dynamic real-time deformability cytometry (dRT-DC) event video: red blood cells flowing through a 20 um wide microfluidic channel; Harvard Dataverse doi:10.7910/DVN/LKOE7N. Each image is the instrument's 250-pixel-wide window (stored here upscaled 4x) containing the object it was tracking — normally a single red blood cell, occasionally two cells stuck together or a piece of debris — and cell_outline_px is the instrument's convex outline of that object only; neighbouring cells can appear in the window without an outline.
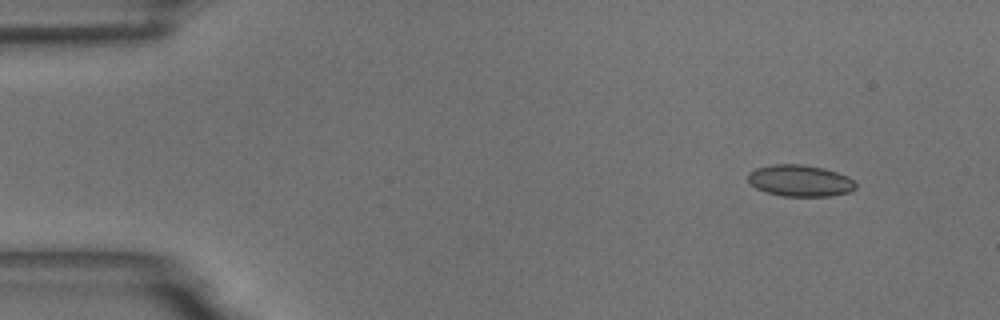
{"species": "common noctule bat (a hibernating species)", "species_latin": "Nyctalus noctula", "temperature_condition": "room temperature", "stored_images_in_passage": 55, "camera_frame_rate_fps": 3000, "um_per_image_px": 0.085, "animal": {"sex": "male", "body_mass_g": 18.8}, "frame": {"image": 1, "passage_image": 5, "time_ms": 1.333, "image_size_px": [1000, 320], "cell_outline_px": [[856, 188], [848, 192], [832, 196], [784, 196], [764, 192], [756, 188], [748, 180], [748, 172], [756, 168], [772, 164], [800, 164], [824, 168], [848, 176], [856, 184]], "centroid_in_image_um": [67.99, 15.36], "position_along_channel_um": 17.0, "area_um2": 19.83}}
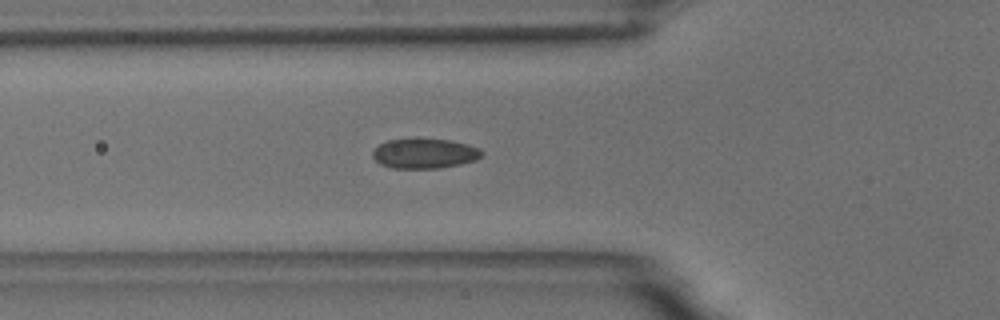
{"frame": {"image": 2, "passage_image": 19, "time_ms": 6.0, "image_size_px": [1000, 320], "cell_outline_px": [[484, 156], [476, 160], [460, 164], [440, 168], [392, 168], [380, 164], [372, 156], [372, 152], [380, 144], [388, 140], [416, 136], [448, 140], [468, 144], [480, 148], [484, 152]], "centroid_in_image_um": [36.11, 13.01], "position_along_channel_um": 89.7, "area_um2": 19.65}}
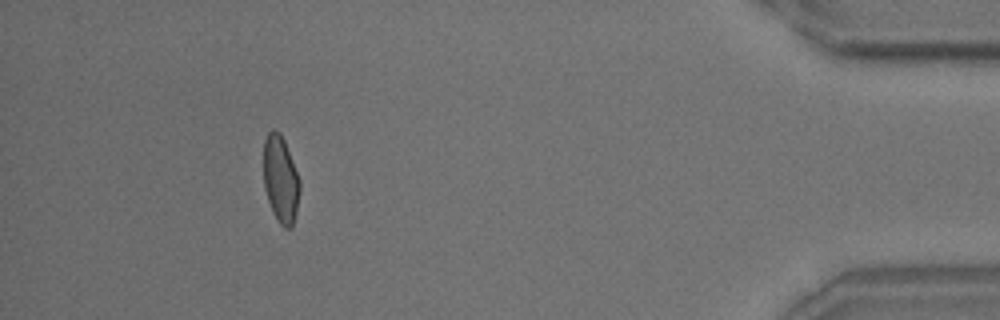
{"frame": {"image": 3, "passage_image": 50, "time_ms": 16.333, "image_size_px": [1000, 320], "cell_outline_px": [[300, 192], [296, 212], [292, 228], [284, 228], [276, 220], [272, 212], [264, 188], [264, 140], [268, 132], [272, 128], [276, 128], [280, 132], [284, 140], [300, 180]], "centroid_in_image_um": [23.85, 15.24], "position_along_channel_um": 411.4, "area_um2": 18.55}, "authors_computed_cell_mechanics": {"area_um2": 19.1318, "velocity_mm_per_s": 3.6738, "shape_relaxation_time_tau1_ms": 5.4197, "shape_relaxation_time_tau2_ms": 0.892, "deformation_change_tau1": 0.1219, "deformation_change_tau2": 0.0474}}